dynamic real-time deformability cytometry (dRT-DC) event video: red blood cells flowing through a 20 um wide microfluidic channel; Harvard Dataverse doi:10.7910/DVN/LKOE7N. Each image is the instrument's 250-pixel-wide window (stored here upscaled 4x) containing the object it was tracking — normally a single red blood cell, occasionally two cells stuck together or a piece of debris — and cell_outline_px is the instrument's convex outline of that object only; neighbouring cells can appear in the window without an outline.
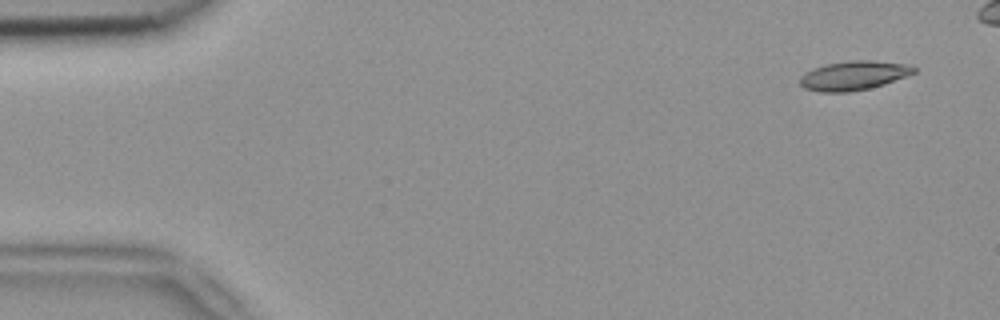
{"species": "common noctule bat (a hibernating species)", "species_latin": "Nyctalus noctula", "temperature_condition": "room temperature", "stored_images_in_passage": 6, "camera_frame_rate_fps": 3000, "um_per_image_px": 0.085, "animal": {"sex": "female", "body_mass_g": 18.4}, "frame": {"image": 1, "passage_image": 1, "time_ms": 0.0, "image_size_px": [1000, 320], "cell_outline_px": [[916, 72], [884, 84], [868, 88], [848, 92], [820, 92], [804, 88], [800, 84], [800, 76], [804, 72], [824, 64], [848, 60], [872, 60], [904, 64], [916, 68]], "centroid_in_image_um": [72.51, 6.41], "position_along_channel_um": 12.5, "area_um2": 19.31}}